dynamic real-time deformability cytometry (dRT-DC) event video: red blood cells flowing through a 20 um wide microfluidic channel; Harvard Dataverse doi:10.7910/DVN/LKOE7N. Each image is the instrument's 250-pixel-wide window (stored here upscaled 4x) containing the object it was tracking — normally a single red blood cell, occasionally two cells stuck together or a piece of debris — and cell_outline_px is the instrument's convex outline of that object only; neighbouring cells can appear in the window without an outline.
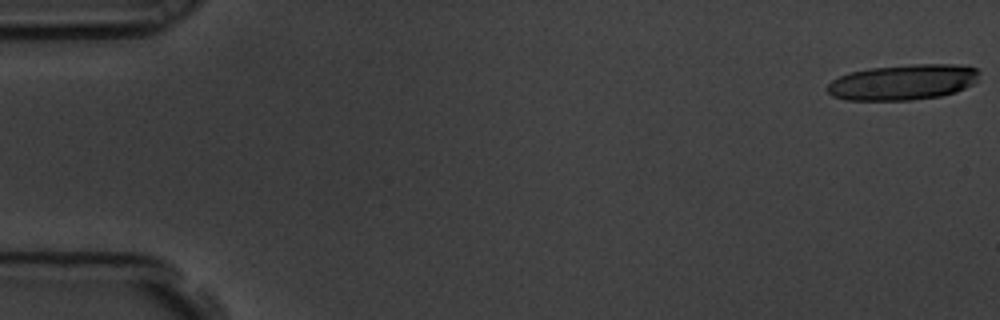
{"species": "common noctule bat (a hibernating species)", "species_latin": "Nyctalus noctula", "temperature_condition": "room temperature", "stored_images_in_passage": 57, "camera_frame_rate_fps": 3000, "um_per_image_px": 0.085, "animal": {"sex": "male", "body_mass_g": 19.5, "forearm_length_mm": 54.6}, "frame": {"image": 1, "passage_image": 1, "time_ms": 0.0, "image_size_px": [1000, 320], "cell_outline_px": [[980, 72], [976, 80], [972, 84], [956, 92], [940, 96], [912, 100], [848, 100], [832, 96], [828, 92], [828, 84], [832, 80], [848, 72], [868, 68], [912, 64], [952, 64], [980, 68]], "centroid_in_image_um": [76.76, 6.98], "position_along_channel_um": 8.2, "area_um2": 31.62}}